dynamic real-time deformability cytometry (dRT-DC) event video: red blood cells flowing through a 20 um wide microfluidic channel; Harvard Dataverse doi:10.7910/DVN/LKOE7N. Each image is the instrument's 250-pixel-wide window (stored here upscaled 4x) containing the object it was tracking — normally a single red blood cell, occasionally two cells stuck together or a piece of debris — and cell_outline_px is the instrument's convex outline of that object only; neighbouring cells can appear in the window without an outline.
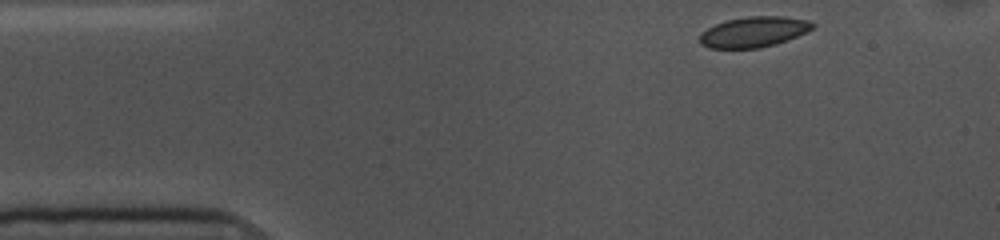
{"species": "common noctule bat (a hibernating species)", "species_latin": "Nyctalus noctula", "temperature_condition": "cold", "stored_images_in_passage": 49, "camera_frame_rate_fps": 3000, "um_per_image_px": 0.085, "animal": {"sex": "female", "body_mass_g": 10.0, "forearm_length_mm": 53.1}, "frame": {"image": 1, "passage_image": 1, "time_ms": 0.0, "image_size_px": [1000, 240], "cell_outline_px": [[816, 24], [812, 28], [796, 36], [776, 44], [760, 48], [708, 48], [700, 44], [700, 32], [716, 24], [728, 20], [748, 16], [784, 16], [808, 20]], "centroid_in_image_um": [64.05, 2.71], "position_along_channel_um": 21.0, "area_um2": 19.94}}
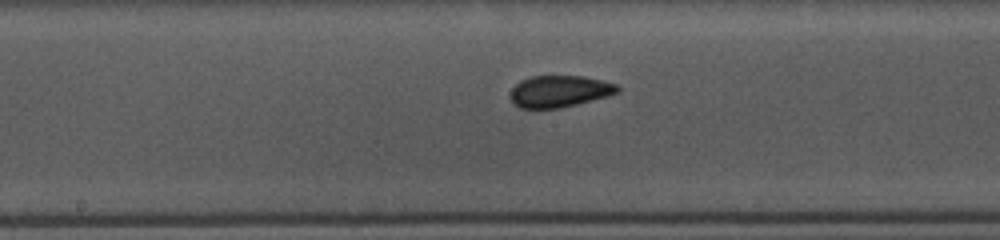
{"frame": {"image": 2, "passage_image": 21, "time_ms": 6.667, "image_size_px": [1000, 240], "cell_outline_px": [[620, 92], [608, 96], [560, 108], [520, 108], [512, 104], [512, 88], [520, 80], [532, 76], [584, 76], [616, 84], [620, 88]], "centroid_in_image_um": [47.56, 7.76], "position_along_channel_um": 200.6, "area_um2": 19.71}}
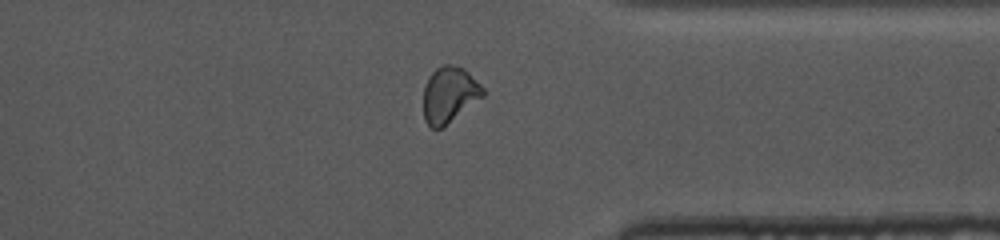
{"frame": {"image": 3, "passage_image": 36, "time_ms": 11.667, "image_size_px": [1000, 240], "cell_outline_px": [[484, 96], [440, 128], [432, 128], [424, 120], [424, 84], [428, 76], [436, 68], [444, 64], [452, 64], [464, 68], [484, 88]], "centroid_in_image_um": [38.18, 8.01], "position_along_channel_um": 373.2, "area_um2": 19.19}, "authors_computed_cell_mechanics": {"area_um2": 20.0566, "velocity_mm_per_s": 3.5904, "shape_relaxation_time_tau1_ms": 4.879, "shape_relaxation_time_tau2_ms": 1.2333, "deformation_change_tau1": 0.1053, "deformation_change_tau2": 0.0594}}